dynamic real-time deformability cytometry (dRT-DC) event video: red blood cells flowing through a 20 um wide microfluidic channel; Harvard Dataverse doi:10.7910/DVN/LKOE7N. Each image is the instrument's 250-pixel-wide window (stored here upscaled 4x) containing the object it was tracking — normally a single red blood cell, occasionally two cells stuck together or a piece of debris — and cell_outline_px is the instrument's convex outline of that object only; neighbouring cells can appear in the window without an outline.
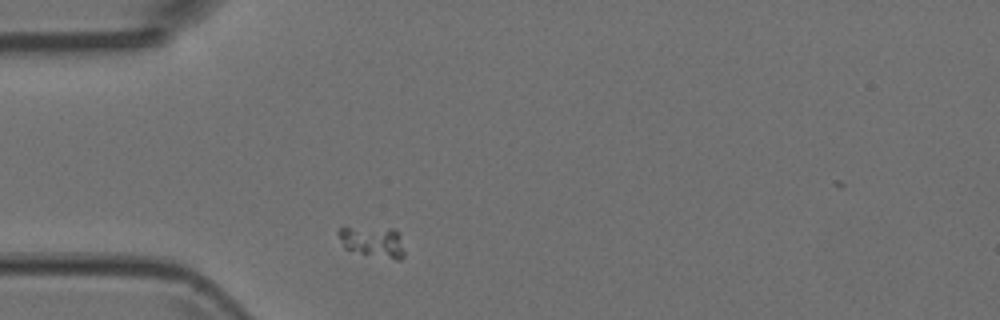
{"species": "Egyptian fruit bat (a non-hibernating species)", "species_latin": "Rousettus aegyptiacus", "temperature_condition": "room temperature", "stored_images_in_passage": 1, "camera_frame_rate_fps": 3000, "um_per_image_px": 0.085, "animal": {"sex": "female"}, "frame": {"image": 1, "passage_image": 1, "time_ms": 0.0, "image_size_px": [1000, 320], "cell_outline_px": [[404, 256], [400, 260], [396, 260], [360, 252], [344, 248], [336, 232], [344, 224], [392, 228], [400, 236], [404, 252]], "centroid_in_image_um": [31.62, 20.47], "position_along_channel_um": 53.4, "area_um2": 12.31}}